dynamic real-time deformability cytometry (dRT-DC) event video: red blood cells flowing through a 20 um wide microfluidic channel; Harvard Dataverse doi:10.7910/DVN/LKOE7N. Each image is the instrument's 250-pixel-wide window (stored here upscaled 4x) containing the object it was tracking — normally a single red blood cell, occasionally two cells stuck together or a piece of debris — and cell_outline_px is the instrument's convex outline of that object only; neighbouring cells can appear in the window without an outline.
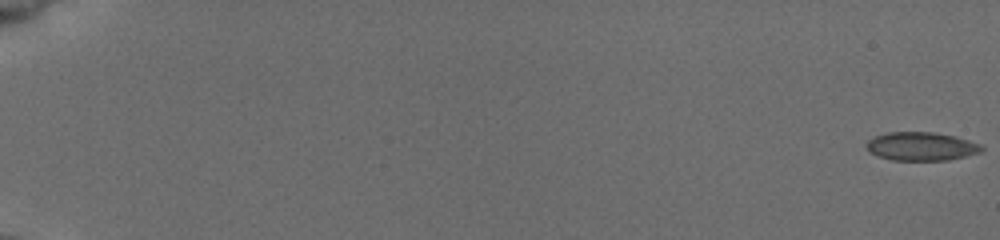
{"species": "common noctule bat (a hibernating species)", "species_latin": "Nyctalus noctula", "temperature_condition": "cold", "stored_images_in_passage": 57, "segment_of_instrument_passage": [1, 2], "camera_frame_rate_fps": 3000, "um_per_image_px": 0.085, "animal": {"sex": "female", "body_mass_g": 19.5, "forearm_length_mm": 54.1}, "frame": {"image": 1, "passage_image": 1, "time_ms": 0.0, "image_size_px": [1000, 240], "cell_outline_px": [[984, 148], [980, 152], [948, 160], [892, 160], [868, 152], [864, 144], [868, 140], [876, 136], [888, 132], [936, 132], [968, 140], [980, 144]], "centroid_in_image_um": [78.27, 12.44], "position_along_channel_um": 6.7, "area_um2": 19.02}}
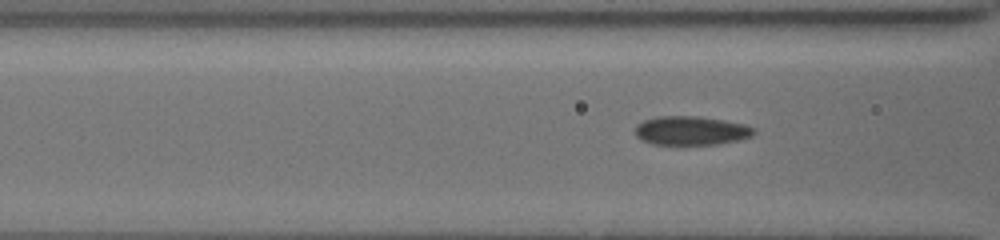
{"frame": {"image": 2, "passage_image": 25, "time_ms": 8.0, "image_size_px": [1000, 240], "cell_outline_px": [[756, 132], [752, 136], [736, 140], [716, 144], [652, 144], [636, 136], [636, 124], [644, 120], [656, 116], [700, 116], [724, 120], [744, 124], [756, 128]], "centroid_in_image_um": [58.75, 11.09], "position_along_channel_um": 107.8, "area_um2": 19.94}}
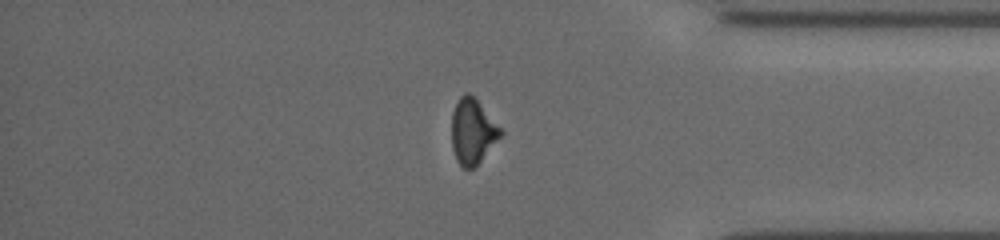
{"frame": {"image": 3, "passage_image": 48, "time_ms": 15.667, "image_size_px": [1000, 240], "cell_outline_px": [[504, 132], [480, 160], [472, 168], [464, 168], [456, 160], [452, 148], [452, 112], [460, 96], [464, 92], [468, 92], [480, 104]], "centroid_in_image_um": [40.14, 11.16], "position_along_channel_um": 395.1, "area_um2": 18.09}}